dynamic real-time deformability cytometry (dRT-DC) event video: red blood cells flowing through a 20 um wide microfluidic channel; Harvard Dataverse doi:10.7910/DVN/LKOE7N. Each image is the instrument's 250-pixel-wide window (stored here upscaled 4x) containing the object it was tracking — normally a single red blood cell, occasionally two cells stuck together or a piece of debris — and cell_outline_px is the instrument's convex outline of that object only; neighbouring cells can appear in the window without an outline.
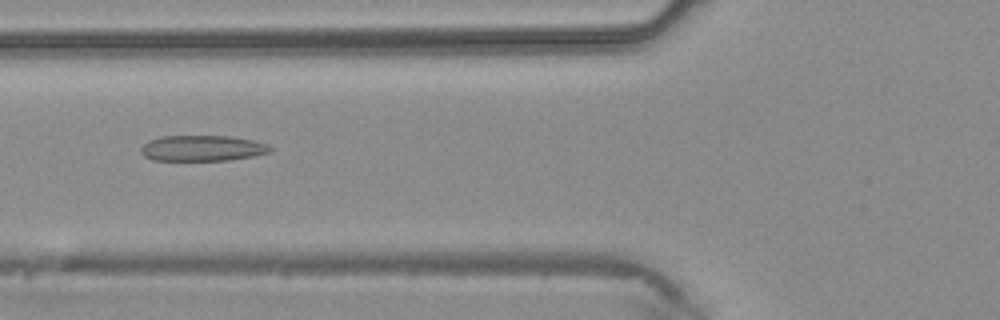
{"species": "common noctule bat (a hibernating species)", "species_latin": "Nyctalus noctula", "temperature_condition": "warm", "stored_images_in_passage": 23, "camera_frame_rate_fps": 3000, "um_per_image_px": 0.085, "animal": {"sex": "male", "body_mass_g": 20.4}, "frame": {"image": 1, "passage_image": 3, "time_ms": 0.667, "image_size_px": [1000, 320], "cell_outline_px": [[272, 152], [252, 156], [228, 160], [152, 160], [144, 156], [140, 152], [140, 148], [148, 140], [160, 136], [232, 136], [252, 140], [268, 144], [272, 148]], "centroid_in_image_um": [17.19, 12.59], "position_along_channel_um": 108.6, "area_um2": 19.48}}
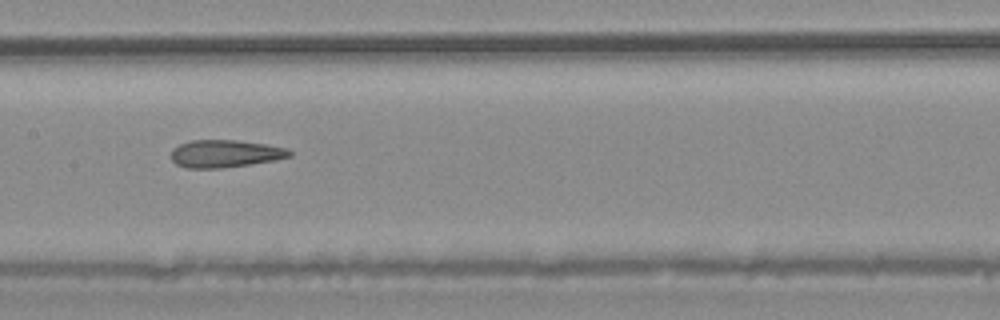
{"frame": {"image": 2, "passage_image": 8, "time_ms": 2.333, "image_size_px": [1000, 320], "cell_outline_px": [[292, 156], [276, 160], [220, 168], [184, 168], [176, 164], [172, 160], [172, 148], [180, 144], [192, 140], [236, 140], [264, 144], [288, 148], [292, 152]], "centroid_in_image_um": [19.13, 13.06], "position_along_channel_um": 188.3, "area_um2": 18.96}}
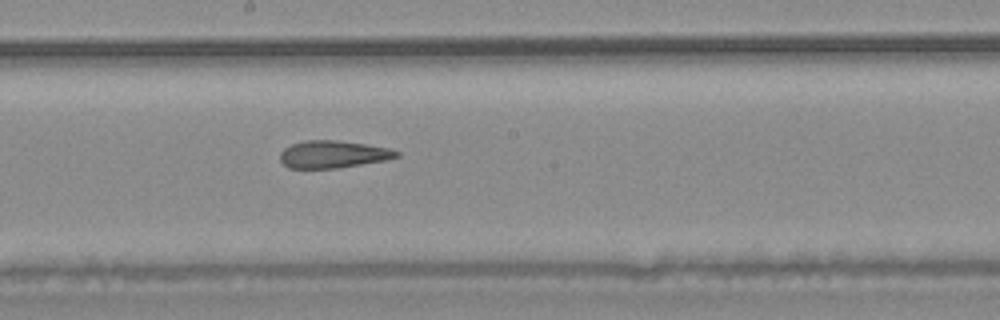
{"frame": {"image": 3, "passage_image": 10, "time_ms": 3.0, "image_size_px": [1000, 320], "cell_outline_px": [[400, 156], [384, 160], [336, 168], [288, 168], [280, 160], [280, 152], [284, 148], [292, 144], [304, 140], [336, 140], [364, 144], [388, 148], [400, 152]], "centroid_in_image_um": [28.27, 13.11], "position_along_channel_um": 219.9, "area_um2": 18.38}}